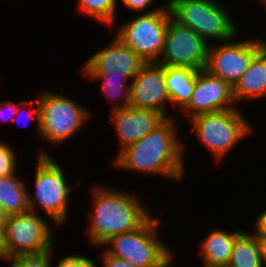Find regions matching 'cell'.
<instances>
[{
    "label": "cell",
    "mask_w": 266,
    "mask_h": 267,
    "mask_svg": "<svg viewBox=\"0 0 266 267\" xmlns=\"http://www.w3.org/2000/svg\"><path fill=\"white\" fill-rule=\"evenodd\" d=\"M107 186L92 185V210L87 215L89 222L84 233L87 242L99 249L111 237L140 228L153 215L140 194Z\"/></svg>",
    "instance_id": "obj_2"
},
{
    "label": "cell",
    "mask_w": 266,
    "mask_h": 267,
    "mask_svg": "<svg viewBox=\"0 0 266 267\" xmlns=\"http://www.w3.org/2000/svg\"><path fill=\"white\" fill-rule=\"evenodd\" d=\"M101 253L99 255L101 266L98 267H137L124 259L110 255L103 247L101 248Z\"/></svg>",
    "instance_id": "obj_28"
},
{
    "label": "cell",
    "mask_w": 266,
    "mask_h": 267,
    "mask_svg": "<svg viewBox=\"0 0 266 267\" xmlns=\"http://www.w3.org/2000/svg\"><path fill=\"white\" fill-rule=\"evenodd\" d=\"M8 214L2 209L0 205V227H5V224L7 223Z\"/></svg>",
    "instance_id": "obj_32"
},
{
    "label": "cell",
    "mask_w": 266,
    "mask_h": 267,
    "mask_svg": "<svg viewBox=\"0 0 266 267\" xmlns=\"http://www.w3.org/2000/svg\"><path fill=\"white\" fill-rule=\"evenodd\" d=\"M238 108L233 88L221 79L209 74L206 70H199L195 87L188 104L177 114L189 119L205 113Z\"/></svg>",
    "instance_id": "obj_13"
},
{
    "label": "cell",
    "mask_w": 266,
    "mask_h": 267,
    "mask_svg": "<svg viewBox=\"0 0 266 267\" xmlns=\"http://www.w3.org/2000/svg\"><path fill=\"white\" fill-rule=\"evenodd\" d=\"M260 5H262V7H265L266 8V0H262ZM264 11H266V9H264Z\"/></svg>",
    "instance_id": "obj_34"
},
{
    "label": "cell",
    "mask_w": 266,
    "mask_h": 267,
    "mask_svg": "<svg viewBox=\"0 0 266 267\" xmlns=\"http://www.w3.org/2000/svg\"><path fill=\"white\" fill-rule=\"evenodd\" d=\"M45 215L35 211L8 216L5 237L9 258L22 255H39L55 247L54 228Z\"/></svg>",
    "instance_id": "obj_9"
},
{
    "label": "cell",
    "mask_w": 266,
    "mask_h": 267,
    "mask_svg": "<svg viewBox=\"0 0 266 267\" xmlns=\"http://www.w3.org/2000/svg\"><path fill=\"white\" fill-rule=\"evenodd\" d=\"M86 256L82 254L61 256L57 265L55 264L53 267H98L96 260L90 258L88 255Z\"/></svg>",
    "instance_id": "obj_27"
},
{
    "label": "cell",
    "mask_w": 266,
    "mask_h": 267,
    "mask_svg": "<svg viewBox=\"0 0 266 267\" xmlns=\"http://www.w3.org/2000/svg\"><path fill=\"white\" fill-rule=\"evenodd\" d=\"M39 140L60 146L76 136L84 125L93 119L89 108L79 104L75 98L51 90L38 93ZM78 102V103H77ZM85 107V108H84Z\"/></svg>",
    "instance_id": "obj_6"
},
{
    "label": "cell",
    "mask_w": 266,
    "mask_h": 267,
    "mask_svg": "<svg viewBox=\"0 0 266 267\" xmlns=\"http://www.w3.org/2000/svg\"><path fill=\"white\" fill-rule=\"evenodd\" d=\"M170 19L168 5L164 2L155 12L140 13L127 22H116L110 29H116L114 34L146 63L157 62L163 50Z\"/></svg>",
    "instance_id": "obj_8"
},
{
    "label": "cell",
    "mask_w": 266,
    "mask_h": 267,
    "mask_svg": "<svg viewBox=\"0 0 266 267\" xmlns=\"http://www.w3.org/2000/svg\"><path fill=\"white\" fill-rule=\"evenodd\" d=\"M33 192L28 187L29 210L44 213L55 224V227H63L69 221L70 195L74 188H79L81 181L70 183V175L64 170L65 167L53 158L52 154L42 145L36 154L35 159ZM76 182V184L74 183Z\"/></svg>",
    "instance_id": "obj_3"
},
{
    "label": "cell",
    "mask_w": 266,
    "mask_h": 267,
    "mask_svg": "<svg viewBox=\"0 0 266 267\" xmlns=\"http://www.w3.org/2000/svg\"><path fill=\"white\" fill-rule=\"evenodd\" d=\"M21 118H23V119H21ZM26 120L28 122L32 121V123H33V121L35 122L36 127H37L36 128V133H37V137L39 139V136H40V134H39V132H40V126H39L40 117H39V100H38V96H37L36 99H33V100H22L19 103L18 108H17V114H16L15 118L13 119V122L14 123L16 122L17 124H19L21 126L23 124L22 122H25ZM24 125H25V123H24ZM25 126L27 127V125H25Z\"/></svg>",
    "instance_id": "obj_23"
},
{
    "label": "cell",
    "mask_w": 266,
    "mask_h": 267,
    "mask_svg": "<svg viewBox=\"0 0 266 267\" xmlns=\"http://www.w3.org/2000/svg\"><path fill=\"white\" fill-rule=\"evenodd\" d=\"M112 40L91 55L84 66V75L125 76L130 81L146 63L138 54L113 33Z\"/></svg>",
    "instance_id": "obj_12"
},
{
    "label": "cell",
    "mask_w": 266,
    "mask_h": 267,
    "mask_svg": "<svg viewBox=\"0 0 266 267\" xmlns=\"http://www.w3.org/2000/svg\"><path fill=\"white\" fill-rule=\"evenodd\" d=\"M179 120L166 118L141 140L122 149L112 160L113 167L130 174L182 180L186 170L187 142L180 138Z\"/></svg>",
    "instance_id": "obj_1"
},
{
    "label": "cell",
    "mask_w": 266,
    "mask_h": 267,
    "mask_svg": "<svg viewBox=\"0 0 266 267\" xmlns=\"http://www.w3.org/2000/svg\"><path fill=\"white\" fill-rule=\"evenodd\" d=\"M54 248L43 254L39 255H22L9 258L7 262L9 267H53V260H51Z\"/></svg>",
    "instance_id": "obj_24"
},
{
    "label": "cell",
    "mask_w": 266,
    "mask_h": 267,
    "mask_svg": "<svg viewBox=\"0 0 266 267\" xmlns=\"http://www.w3.org/2000/svg\"><path fill=\"white\" fill-rule=\"evenodd\" d=\"M88 80L100 84V92L108 98L110 105L113 104L109 111H114L130 107L131 86L130 80L125 76L116 75H84ZM129 81V82H128Z\"/></svg>",
    "instance_id": "obj_21"
},
{
    "label": "cell",
    "mask_w": 266,
    "mask_h": 267,
    "mask_svg": "<svg viewBox=\"0 0 266 267\" xmlns=\"http://www.w3.org/2000/svg\"><path fill=\"white\" fill-rule=\"evenodd\" d=\"M242 230L238 227L230 231L219 227L211 230L197 245L202 260L201 267H227L231 259L234 240Z\"/></svg>",
    "instance_id": "obj_16"
},
{
    "label": "cell",
    "mask_w": 266,
    "mask_h": 267,
    "mask_svg": "<svg viewBox=\"0 0 266 267\" xmlns=\"http://www.w3.org/2000/svg\"><path fill=\"white\" fill-rule=\"evenodd\" d=\"M24 179L17 172L7 177H0V205L9 216L29 210L28 185Z\"/></svg>",
    "instance_id": "obj_19"
},
{
    "label": "cell",
    "mask_w": 266,
    "mask_h": 267,
    "mask_svg": "<svg viewBox=\"0 0 266 267\" xmlns=\"http://www.w3.org/2000/svg\"><path fill=\"white\" fill-rule=\"evenodd\" d=\"M110 121L115 130L118 152L141 140L157 128L166 118L158 111L126 107L110 111Z\"/></svg>",
    "instance_id": "obj_15"
},
{
    "label": "cell",
    "mask_w": 266,
    "mask_h": 267,
    "mask_svg": "<svg viewBox=\"0 0 266 267\" xmlns=\"http://www.w3.org/2000/svg\"><path fill=\"white\" fill-rule=\"evenodd\" d=\"M227 267H264L260 239L252 231L244 229L236 236Z\"/></svg>",
    "instance_id": "obj_20"
},
{
    "label": "cell",
    "mask_w": 266,
    "mask_h": 267,
    "mask_svg": "<svg viewBox=\"0 0 266 267\" xmlns=\"http://www.w3.org/2000/svg\"><path fill=\"white\" fill-rule=\"evenodd\" d=\"M152 215L140 228L111 237L103 247L110 255L137 267H170L173 249L160 235L161 217ZM160 228V229H159ZM173 261V262H172Z\"/></svg>",
    "instance_id": "obj_4"
},
{
    "label": "cell",
    "mask_w": 266,
    "mask_h": 267,
    "mask_svg": "<svg viewBox=\"0 0 266 267\" xmlns=\"http://www.w3.org/2000/svg\"><path fill=\"white\" fill-rule=\"evenodd\" d=\"M130 82V107L158 111L165 118L176 117L167 113L171 101L166 90L164 66L156 62L145 63Z\"/></svg>",
    "instance_id": "obj_14"
},
{
    "label": "cell",
    "mask_w": 266,
    "mask_h": 267,
    "mask_svg": "<svg viewBox=\"0 0 266 267\" xmlns=\"http://www.w3.org/2000/svg\"><path fill=\"white\" fill-rule=\"evenodd\" d=\"M198 71L190 68L165 67L166 90L173 108L181 111L190 101Z\"/></svg>",
    "instance_id": "obj_18"
},
{
    "label": "cell",
    "mask_w": 266,
    "mask_h": 267,
    "mask_svg": "<svg viewBox=\"0 0 266 267\" xmlns=\"http://www.w3.org/2000/svg\"><path fill=\"white\" fill-rule=\"evenodd\" d=\"M20 102L0 100V121L13 122Z\"/></svg>",
    "instance_id": "obj_29"
},
{
    "label": "cell",
    "mask_w": 266,
    "mask_h": 267,
    "mask_svg": "<svg viewBox=\"0 0 266 267\" xmlns=\"http://www.w3.org/2000/svg\"><path fill=\"white\" fill-rule=\"evenodd\" d=\"M0 259L4 261H7L9 259L8 247L5 237V227H0Z\"/></svg>",
    "instance_id": "obj_31"
},
{
    "label": "cell",
    "mask_w": 266,
    "mask_h": 267,
    "mask_svg": "<svg viewBox=\"0 0 266 267\" xmlns=\"http://www.w3.org/2000/svg\"><path fill=\"white\" fill-rule=\"evenodd\" d=\"M220 0H167L171 17L190 27L209 44L233 39L238 26L231 13Z\"/></svg>",
    "instance_id": "obj_7"
},
{
    "label": "cell",
    "mask_w": 266,
    "mask_h": 267,
    "mask_svg": "<svg viewBox=\"0 0 266 267\" xmlns=\"http://www.w3.org/2000/svg\"><path fill=\"white\" fill-rule=\"evenodd\" d=\"M209 43L190 27L169 21L162 53L157 64L165 67L203 70L208 57Z\"/></svg>",
    "instance_id": "obj_11"
},
{
    "label": "cell",
    "mask_w": 266,
    "mask_h": 267,
    "mask_svg": "<svg viewBox=\"0 0 266 267\" xmlns=\"http://www.w3.org/2000/svg\"><path fill=\"white\" fill-rule=\"evenodd\" d=\"M118 7L123 5V8L125 7L126 10L131 11L134 14H140V13H152L156 10L161 8V5L158 7L153 4L158 3L156 0H116ZM120 2V3H119ZM152 5L154 6L152 8ZM150 8V9H149ZM152 8V9H151Z\"/></svg>",
    "instance_id": "obj_26"
},
{
    "label": "cell",
    "mask_w": 266,
    "mask_h": 267,
    "mask_svg": "<svg viewBox=\"0 0 266 267\" xmlns=\"http://www.w3.org/2000/svg\"><path fill=\"white\" fill-rule=\"evenodd\" d=\"M238 36L229 41L210 44L204 69L232 88L246 72L253 58L266 46L264 38L254 36L236 40Z\"/></svg>",
    "instance_id": "obj_10"
},
{
    "label": "cell",
    "mask_w": 266,
    "mask_h": 267,
    "mask_svg": "<svg viewBox=\"0 0 266 267\" xmlns=\"http://www.w3.org/2000/svg\"><path fill=\"white\" fill-rule=\"evenodd\" d=\"M243 111L239 108L221 110L200 114L187 121L190 131L196 135L198 143L210 152L214 163H222L230 150L253 133L254 127Z\"/></svg>",
    "instance_id": "obj_5"
},
{
    "label": "cell",
    "mask_w": 266,
    "mask_h": 267,
    "mask_svg": "<svg viewBox=\"0 0 266 267\" xmlns=\"http://www.w3.org/2000/svg\"><path fill=\"white\" fill-rule=\"evenodd\" d=\"M251 230L260 240H266V209H262L253 221Z\"/></svg>",
    "instance_id": "obj_30"
},
{
    "label": "cell",
    "mask_w": 266,
    "mask_h": 267,
    "mask_svg": "<svg viewBox=\"0 0 266 267\" xmlns=\"http://www.w3.org/2000/svg\"><path fill=\"white\" fill-rule=\"evenodd\" d=\"M16 150L9 143L0 139V177L10 176L17 171Z\"/></svg>",
    "instance_id": "obj_25"
},
{
    "label": "cell",
    "mask_w": 266,
    "mask_h": 267,
    "mask_svg": "<svg viewBox=\"0 0 266 267\" xmlns=\"http://www.w3.org/2000/svg\"><path fill=\"white\" fill-rule=\"evenodd\" d=\"M76 5L78 12L93 18V21L97 20L108 30L117 22V11L120 8L116 0H77Z\"/></svg>",
    "instance_id": "obj_22"
},
{
    "label": "cell",
    "mask_w": 266,
    "mask_h": 267,
    "mask_svg": "<svg viewBox=\"0 0 266 267\" xmlns=\"http://www.w3.org/2000/svg\"><path fill=\"white\" fill-rule=\"evenodd\" d=\"M237 106L242 102H257L266 99V47L251 61L248 69L233 87Z\"/></svg>",
    "instance_id": "obj_17"
},
{
    "label": "cell",
    "mask_w": 266,
    "mask_h": 267,
    "mask_svg": "<svg viewBox=\"0 0 266 267\" xmlns=\"http://www.w3.org/2000/svg\"><path fill=\"white\" fill-rule=\"evenodd\" d=\"M263 265L266 267V240H260Z\"/></svg>",
    "instance_id": "obj_33"
}]
</instances>
